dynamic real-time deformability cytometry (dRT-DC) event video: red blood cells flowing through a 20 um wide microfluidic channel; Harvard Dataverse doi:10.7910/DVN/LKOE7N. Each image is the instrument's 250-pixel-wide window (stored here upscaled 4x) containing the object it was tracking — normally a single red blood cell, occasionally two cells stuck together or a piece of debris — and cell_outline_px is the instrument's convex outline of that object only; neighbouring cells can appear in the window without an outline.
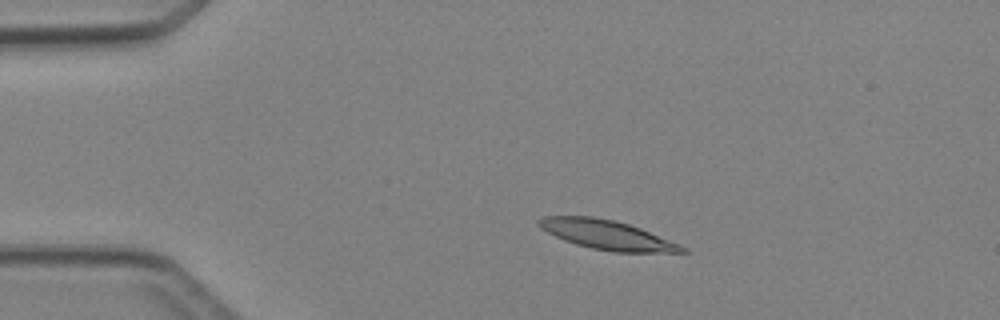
{"species": "Egyptian fruit bat (a non-hibernating species)", "species_latin": "Rousettus aegyptiacus", "temperature_condition": "cold", "stored_images_in_passage": 4, "camera_frame_rate_fps": 3000, "um_per_image_px": 0.085, "animal": {"sex": "female"}, "frame": {"image": 1, "passage_image": 3, "time_ms": 2.333, "image_size_px": [1000, 320], "cell_outline_px": [[688, 252], [612, 252], [592, 248], [576, 244], [564, 240], [540, 228], [536, 224], [536, 220], [544, 216], [592, 216], [612, 220], [628, 224], [640, 228], [680, 244], [688, 248]], "centroid_in_image_um": [51.58, 19.96], "position_along_channel_um": 33.4, "area_um2": 24.33}}